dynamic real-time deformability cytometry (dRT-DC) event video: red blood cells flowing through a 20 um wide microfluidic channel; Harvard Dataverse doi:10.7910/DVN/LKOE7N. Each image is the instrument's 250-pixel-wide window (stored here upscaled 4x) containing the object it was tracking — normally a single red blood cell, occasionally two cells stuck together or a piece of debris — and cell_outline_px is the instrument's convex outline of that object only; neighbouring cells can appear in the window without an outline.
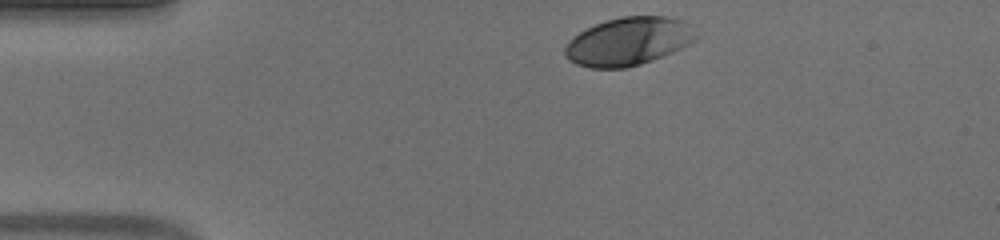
{"species": "human", "species_latin": "Homo sapiens", "temperature_condition": "warm", "stored_images_in_passage": 34, "camera_frame_rate_fps": 3000, "um_per_image_px": 0.085, "donor": {"sex": "male"}, "frame": {"image": 1, "passage_image": 1, "time_ms": 0.0, "image_size_px": [1000, 240], "cell_outline_px": [[696, 36], [688, 44], [672, 52], [640, 64], [624, 68], [592, 68], [576, 64], [564, 52], [564, 48], [568, 40], [580, 32], [596, 24], [620, 16], [668, 16], [684, 20]], "centroid_in_image_um": [53.39, 3.51], "position_along_channel_um": 31.6, "area_um2": 36.13}}
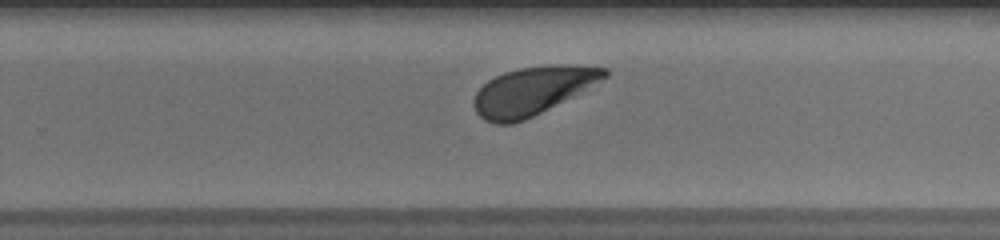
{"frame": {"image": 2, "passage_image": 25, "time_ms": 8.0, "image_size_px": [1000, 240], "cell_outline_px": [[608, 76], [572, 96], [524, 120], [512, 124], [492, 124], [484, 120], [476, 112], [472, 104], [476, 92], [488, 80], [504, 72], [520, 68], [552, 64], [568, 64], [608, 68]], "centroid_in_image_um": [45.23, 7.71], "position_along_channel_um": 284.6, "area_um2": 36.3}}
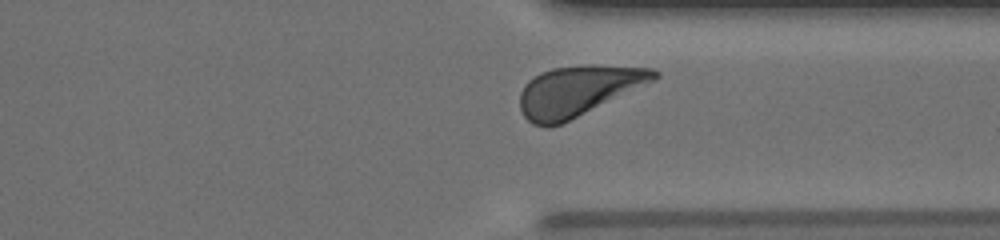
{"frame": {"image": 3, "passage_image": 31, "time_ms": 10.0, "image_size_px": [1000, 240], "cell_outline_px": [[660, 76], [656, 80], [560, 124], [548, 128], [532, 124], [524, 116], [520, 108], [520, 92], [524, 84], [528, 80], [540, 72], [552, 68], [588, 64], [592, 64], [652, 68], [660, 72]], "centroid_in_image_um": [49.13, 7.7], "position_along_channel_um": 362.3, "area_um2": 39.42}, "authors_computed_cell_mechanics": {"area_um2": 36.7608, "velocity_mm_per_s": 3.866, "shape_relaxation_time_tau1_ms": 1.7884, "shape_relaxation_time_tau2_ms": null, "deformation_change_tau1": 0.1347, "deformation_change_tau2": null}}